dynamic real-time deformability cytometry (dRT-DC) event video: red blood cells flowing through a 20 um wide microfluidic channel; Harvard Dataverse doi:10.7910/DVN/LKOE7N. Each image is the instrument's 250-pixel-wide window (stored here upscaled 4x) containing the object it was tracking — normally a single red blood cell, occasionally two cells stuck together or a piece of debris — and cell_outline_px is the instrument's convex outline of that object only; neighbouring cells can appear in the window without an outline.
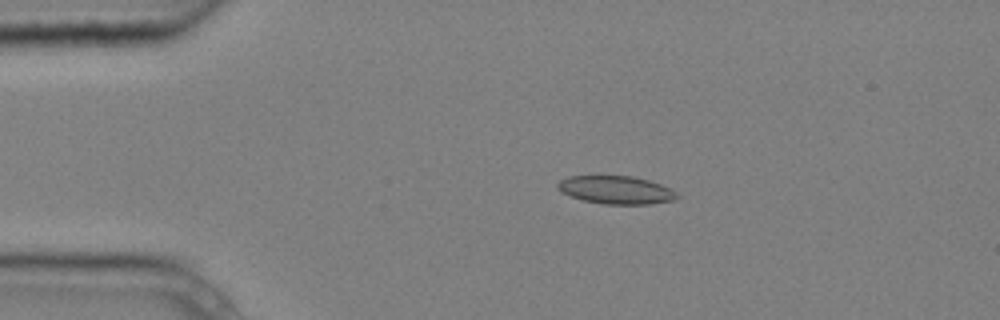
{"species": "common noctule bat (a hibernating species)", "species_latin": "Nyctalus noctula", "temperature_condition": "cold", "stored_images_in_passage": 5, "camera_frame_rate_fps": 3000, "um_per_image_px": 0.085, "animal": {"sex": "male", "body_mass_g": 20.4}, "frame": {"image": 1, "passage_image": 3, "time_ms": 0.667, "image_size_px": [1000, 320], "cell_outline_px": [[680, 196], [676, 200], [652, 204], [604, 204], [584, 200], [572, 196], [556, 188], [556, 184], [560, 180], [568, 176], [600, 172], [632, 176], [648, 180], [672, 188]], "centroid_in_image_um": [52.35, 16.09], "position_along_channel_um": 32.6, "area_um2": 20.46}}
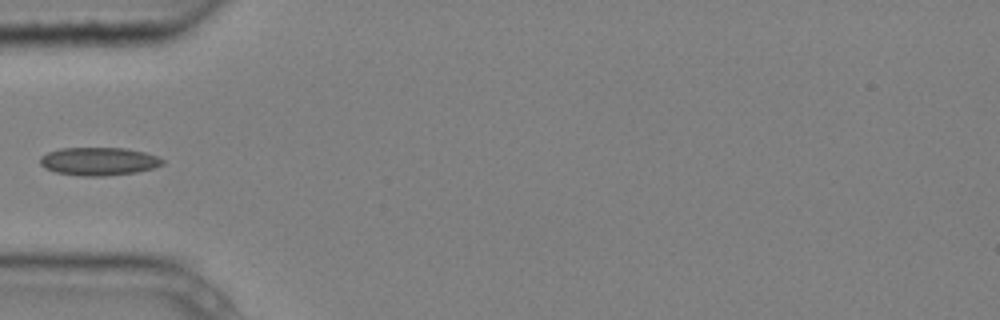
{"frame": {"image": 2, "passage_image": 5, "time_ms": 1.333, "image_size_px": [1000, 320], "cell_outline_px": [[164, 164], [152, 168], [136, 172], [104, 176], [80, 176], [56, 172], [44, 168], [40, 164], [40, 156], [48, 152], [60, 148], [124, 148], [144, 152], [156, 156], [164, 160]], "centroid_in_image_um": [8.37, 13.71], "position_along_channel_um": 76.6, "area_um2": 20.0}}